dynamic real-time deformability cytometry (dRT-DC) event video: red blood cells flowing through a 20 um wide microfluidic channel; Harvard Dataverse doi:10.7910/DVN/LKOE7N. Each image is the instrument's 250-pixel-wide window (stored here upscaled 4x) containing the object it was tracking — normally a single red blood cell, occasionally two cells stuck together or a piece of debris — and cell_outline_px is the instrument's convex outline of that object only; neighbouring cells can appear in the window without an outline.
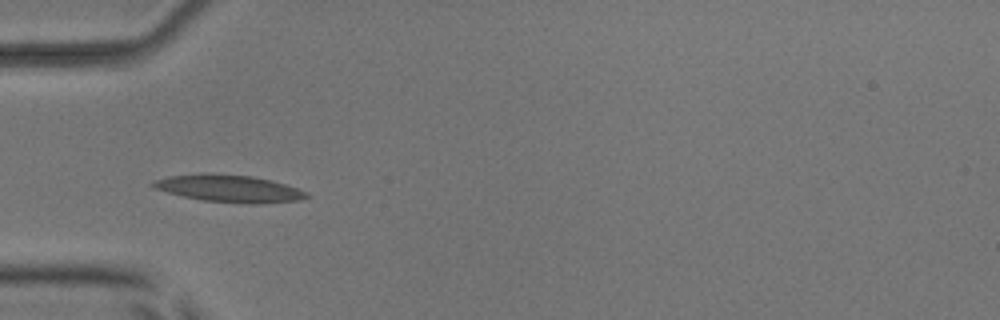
{"species": "common noctule bat (a hibernating species)", "species_latin": "Nyctalus noctula", "temperature_condition": "room temperature", "stored_images_in_passage": 42, "camera_frame_rate_fps": 3000, "um_per_image_px": 0.085, "animal": {"sex": "male", "body_mass_g": 17.9, "forearm_length_mm": 54.2}, "frame": {"image": 1, "passage_image": 7, "time_ms": 2.0, "image_size_px": [1000, 320], "cell_outline_px": [[312, 196], [300, 200], [260, 204], [204, 200], [184, 196], [152, 188], [148, 184], [152, 180], [168, 176], [200, 172], [204, 172], [252, 176], [272, 180], [308, 192]], "centroid_in_image_um": [19.44, 16.0], "position_along_channel_um": 65.6, "area_um2": 24.57}}
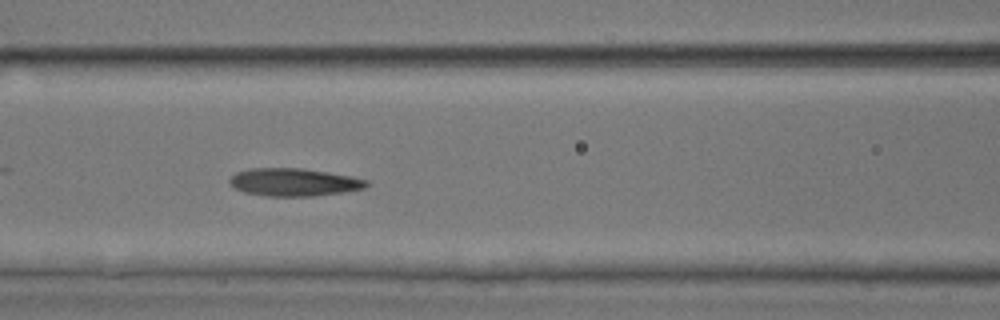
{"frame": {"image": 2, "passage_image": 13, "time_ms": 4.0, "image_size_px": [1000, 320], "cell_outline_px": [[368, 184], [364, 188], [344, 192], [312, 196], [264, 196], [244, 192], [236, 188], [228, 180], [236, 172], [248, 168], [300, 168], [328, 172], [352, 176], [368, 180]], "centroid_in_image_um": [24.98, 15.48], "position_along_channel_um": 141.6, "area_um2": 22.14}}
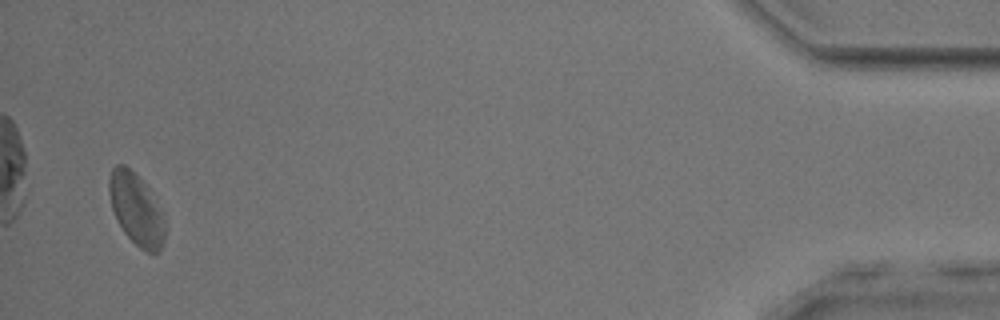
{"frame": {"image": 3, "passage_image": 41, "time_ms": 13.333, "image_size_px": [1000, 320], "cell_outline_px": [[164, 240], [160, 252], [148, 252], [140, 248], [124, 232], [112, 208], [108, 192], [108, 180], [112, 168], [116, 164], [124, 164], [144, 184], [160, 212], [164, 220]], "centroid_in_image_um": [11.54, 17.8], "position_along_channel_um": 423.7, "area_um2": 22.43}, "authors_computed_cell_mechanics": {"area_um2": 22.2241, "velocity_mm_per_s": 3.8952, "shape_relaxation_time_tau1_ms": null, "shape_relaxation_time_tau2_ms": 2.9696, "deformation_change_tau1": null, "deformation_change_tau2": 0.118}}